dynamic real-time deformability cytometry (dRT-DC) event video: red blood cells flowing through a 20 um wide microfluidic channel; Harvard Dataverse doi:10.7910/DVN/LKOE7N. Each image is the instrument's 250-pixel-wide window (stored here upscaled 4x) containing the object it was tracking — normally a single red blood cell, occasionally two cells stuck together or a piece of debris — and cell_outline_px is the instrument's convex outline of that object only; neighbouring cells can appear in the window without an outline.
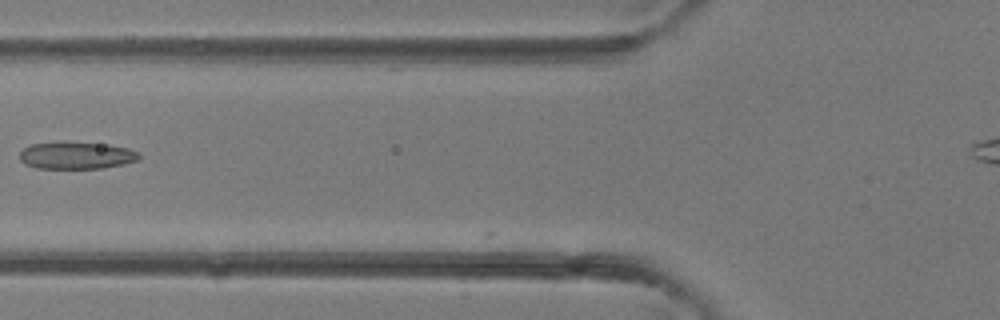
{"species": "common noctule bat (a hibernating species)", "species_latin": "Nyctalus noctula", "temperature_condition": "room temperature", "stored_images_in_passage": 16, "camera_frame_rate_fps": 3000, "um_per_image_px": 0.085, "animal": {"sex": "female"}, "frame": {"image": 1, "passage_image": 15, "time_ms": 4.667, "image_size_px": [1000, 320], "cell_outline_px": [[140, 160], [124, 164], [104, 168], [36, 168], [24, 164], [20, 160], [20, 152], [24, 148], [32, 144], [56, 140], [64, 140], [108, 144], [128, 148], [140, 152]], "centroid_in_image_um": [6.5, 13.18], "position_along_channel_um": 119.3, "area_um2": 19.59}}